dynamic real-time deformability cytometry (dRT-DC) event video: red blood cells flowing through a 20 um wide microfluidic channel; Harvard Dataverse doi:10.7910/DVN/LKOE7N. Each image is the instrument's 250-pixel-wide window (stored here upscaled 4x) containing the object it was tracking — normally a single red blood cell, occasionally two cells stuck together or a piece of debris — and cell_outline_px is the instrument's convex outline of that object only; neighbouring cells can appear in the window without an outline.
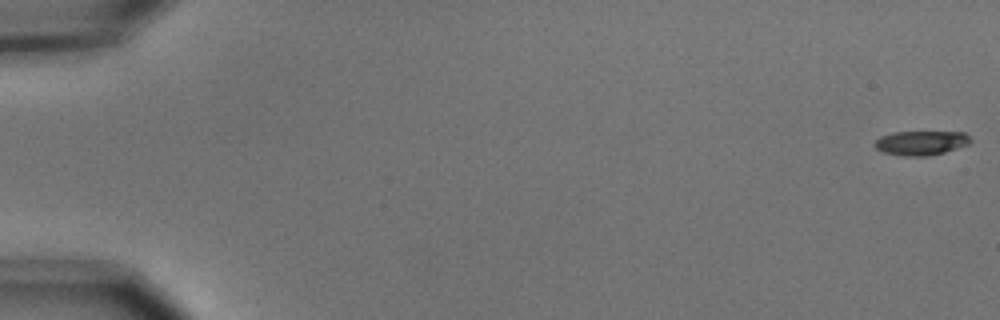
{"species": "common noctule bat (a hibernating species)", "species_latin": "Nyctalus noctula", "temperature_condition": "cold", "stored_images_in_passage": 56, "camera_frame_rate_fps": 3000, "um_per_image_px": 0.085, "animal": {"sex": "male", "body_mass_g": 15.6}, "frame": {"image": 1, "passage_image": 1, "time_ms": 0.0, "image_size_px": [1000, 320], "cell_outline_px": [[972, 140], [968, 144], [944, 152], [928, 156], [904, 156], [884, 152], [876, 148], [876, 140], [880, 136], [892, 132], [964, 132]], "centroid_in_image_um": [78.29, 12.14], "position_along_channel_um": 6.7, "area_um2": 13.41}}
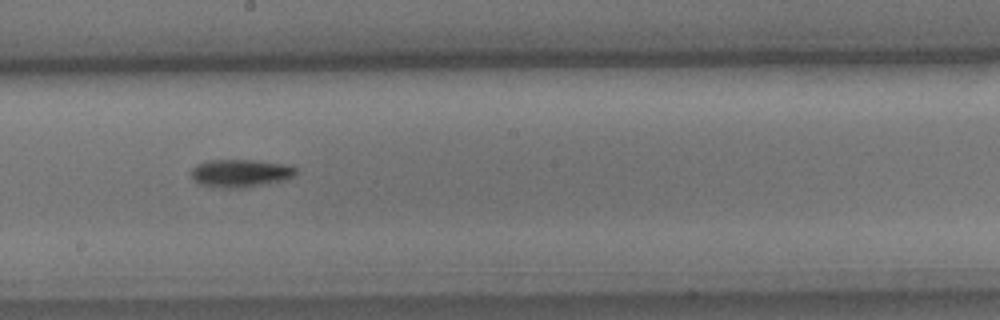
{"frame": {"image": 2, "passage_image": 32, "time_ms": 10.333, "image_size_px": [1000, 320], "cell_outline_px": [[296, 172], [288, 180], [248, 188], [228, 188], [200, 184], [192, 176], [192, 168], [196, 164], [208, 160], [256, 160], [284, 164], [296, 168]], "centroid_in_image_um": [20.48, 14.72], "position_along_channel_um": 227.7, "area_um2": 17.05}}
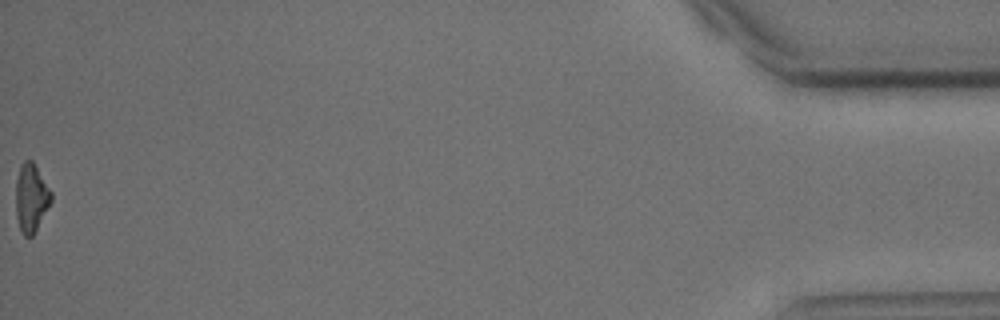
{"frame": {"image": 3, "passage_image": 56, "time_ms": 18.333, "image_size_px": [1000, 320], "cell_outline_px": [[52, 200], [32, 236], [24, 236], [20, 228], [16, 216], [16, 180], [20, 164], [24, 160], [32, 160], [52, 192]], "centroid_in_image_um": [2.64, 16.78], "position_along_channel_um": 432.6, "area_um2": 13.93}, "authors_computed_cell_mechanics": {"area_um2": 15.0569, "velocity_mm_per_s": 3.7046, "shape_relaxation_time_tau1_ms": 2.2067, "shape_relaxation_time_tau2_ms": null, "deformation_change_tau1": 0.1342, "deformation_change_tau2": null}}